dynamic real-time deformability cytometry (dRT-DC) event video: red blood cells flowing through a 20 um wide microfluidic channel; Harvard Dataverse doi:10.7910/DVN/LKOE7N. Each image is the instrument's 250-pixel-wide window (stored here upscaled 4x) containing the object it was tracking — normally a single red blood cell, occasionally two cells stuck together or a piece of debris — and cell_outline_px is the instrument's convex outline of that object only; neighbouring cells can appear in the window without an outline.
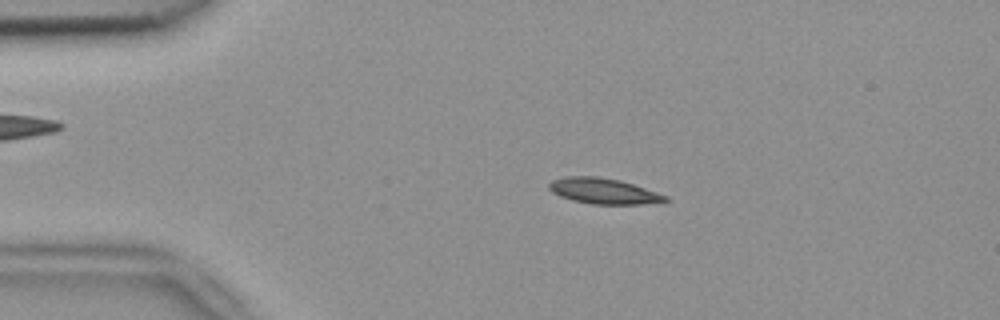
{"species": "common noctule bat (a hibernating species)", "species_latin": "Nyctalus noctula", "temperature_condition": "room temperature", "stored_images_in_passage": 53, "camera_frame_rate_fps": 3000, "um_per_image_px": 0.085, "animal": {"sex": "female", "body_mass_g": 18.4}, "frame": {"image": 1, "passage_image": 10, "time_ms": 3.0, "image_size_px": [1000, 320], "cell_outline_px": [[668, 200], [640, 204], [592, 204], [572, 200], [560, 196], [552, 192], [548, 188], [548, 184], [552, 180], [564, 176], [596, 176], [620, 180], [668, 196]], "centroid_in_image_um": [51.23, 16.23], "position_along_channel_um": 33.8, "area_um2": 17.22}}
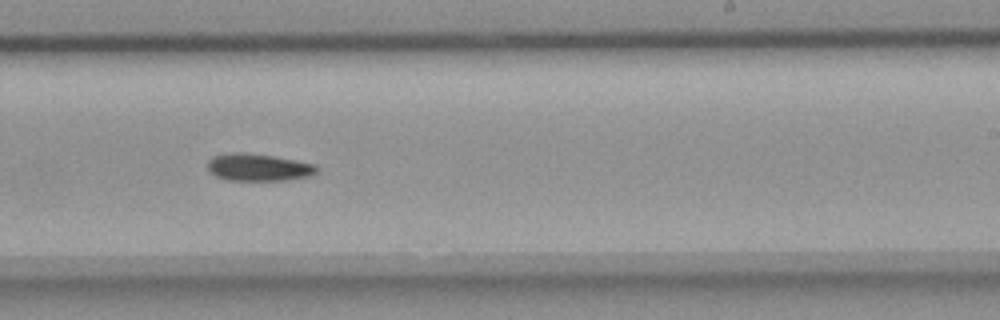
{"frame": {"image": 2, "passage_image": 32, "time_ms": 10.333, "image_size_px": [1000, 320], "cell_outline_px": [[320, 168], [316, 172], [308, 176], [284, 180], [228, 180], [216, 176], [208, 168], [208, 160], [212, 156], [228, 152], [240, 152], [272, 156], [316, 164]], "centroid_in_image_um": [21.95, 14.21], "position_along_channel_um": 267.0, "area_um2": 17.22}}
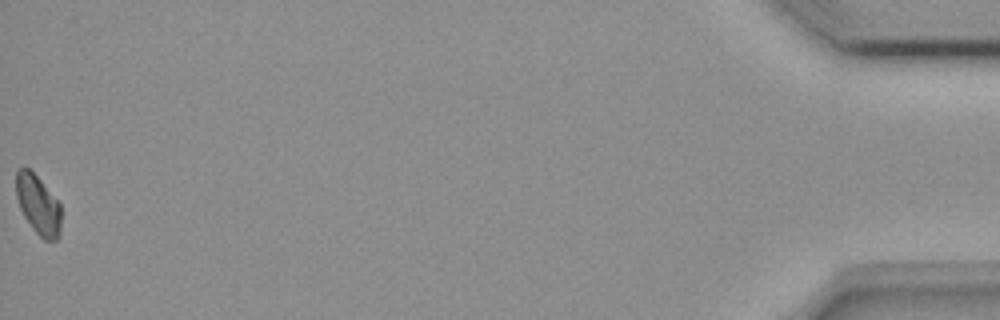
{"frame": {"image": 3, "passage_image": 53, "time_ms": 17.333, "image_size_px": [1000, 320], "cell_outline_px": [[60, 236], [56, 240], [44, 240], [32, 228], [24, 216], [20, 208], [16, 196], [16, 172], [20, 168], [28, 168], [40, 180], [60, 204]], "centroid_in_image_um": [3.23, 17.43], "position_along_channel_um": 432.0, "area_um2": 15.32}}